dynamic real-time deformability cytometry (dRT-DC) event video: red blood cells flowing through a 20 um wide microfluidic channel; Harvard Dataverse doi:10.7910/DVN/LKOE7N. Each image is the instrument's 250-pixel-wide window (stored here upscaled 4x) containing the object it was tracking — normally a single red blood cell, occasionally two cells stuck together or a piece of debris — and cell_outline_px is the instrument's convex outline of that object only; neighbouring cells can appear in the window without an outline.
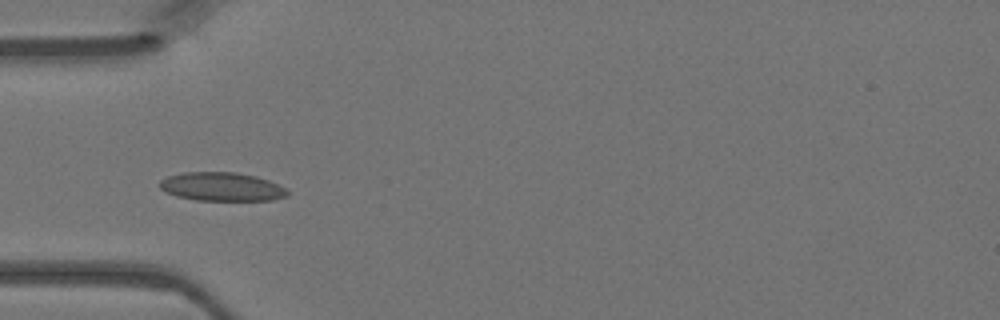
{"species": "Egyptian fruit bat (a non-hibernating species)", "species_latin": "Rousettus aegyptiacus", "temperature_condition": "warm", "stored_images_in_passage": 39, "camera_frame_rate_fps": 3000, "um_per_image_px": 0.085, "animal": {"sex": "female"}, "frame": {"image": 1, "passage_image": 13, "time_ms": 4.0, "image_size_px": [1000, 320], "cell_outline_px": [[288, 196], [272, 200], [196, 200], [176, 196], [164, 192], [160, 188], [160, 180], [168, 176], [184, 172], [236, 172], [256, 176], [268, 180], [288, 188]], "centroid_in_image_um": [18.86, 15.87], "position_along_channel_um": 66.1, "area_um2": 21.44}}
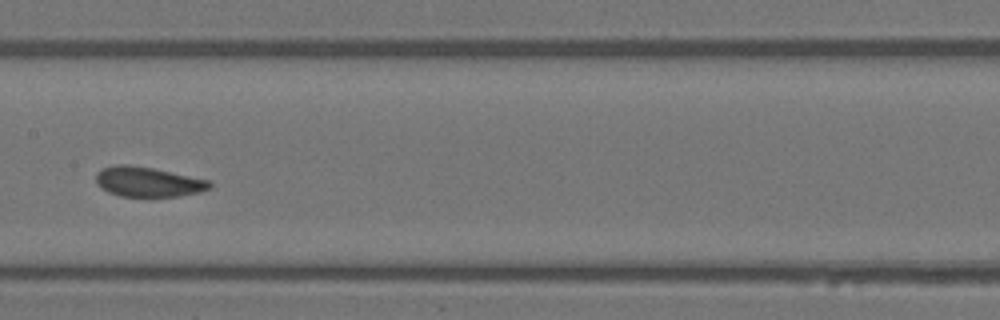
{"frame": {"image": 2, "passage_image": 22, "time_ms": 7.0, "image_size_px": [1000, 320], "cell_outline_px": [[212, 188], [200, 192], [176, 196], [120, 196], [108, 192], [100, 188], [96, 184], [96, 172], [100, 168], [116, 164], [124, 164], [152, 168], [212, 180]], "centroid_in_image_um": [12.57, 15.45], "position_along_channel_um": 194.8, "area_um2": 20.0}}
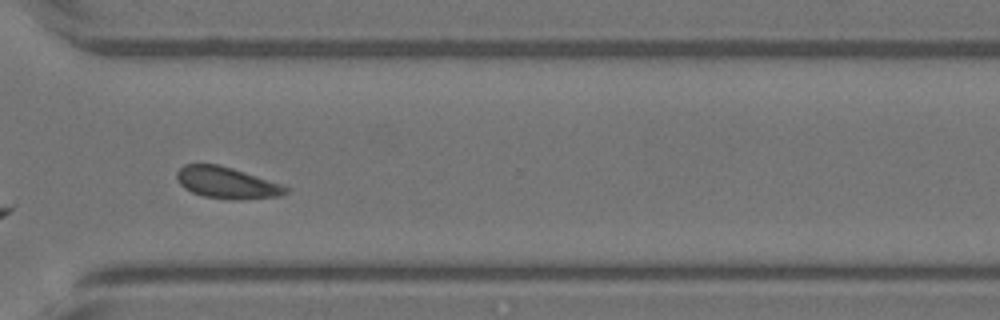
{"frame": {"image": 3, "passage_image": 33, "time_ms": 10.667, "image_size_px": [1000, 320], "cell_outline_px": [[288, 192], [280, 196], [240, 200], [232, 200], [204, 196], [192, 192], [184, 188], [180, 184], [176, 176], [176, 172], [184, 164], [220, 164], [284, 184], [288, 188]], "centroid_in_image_um": [19.3, 15.53], "position_along_channel_um": 351.3, "area_um2": 20.23}}